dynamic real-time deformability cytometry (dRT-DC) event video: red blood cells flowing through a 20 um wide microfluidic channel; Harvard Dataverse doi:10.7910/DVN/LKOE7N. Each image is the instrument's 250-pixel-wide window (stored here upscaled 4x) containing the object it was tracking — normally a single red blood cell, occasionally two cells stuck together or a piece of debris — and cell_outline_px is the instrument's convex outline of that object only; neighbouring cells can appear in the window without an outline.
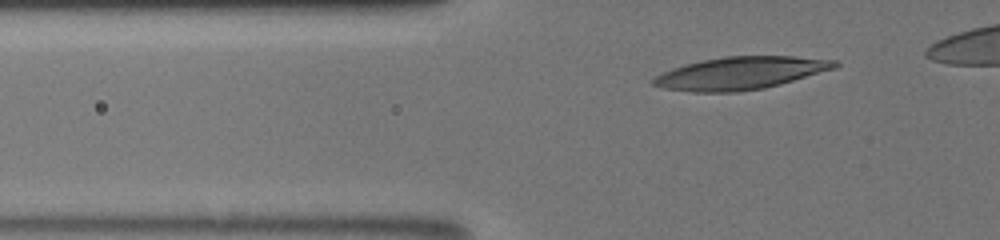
{"species": "human", "species_latin": "Homo sapiens", "temperature_condition": "room temperature", "stored_images_in_passage": 23, "camera_frame_rate_fps": 3000, "um_per_image_px": 0.085, "donor": {"sex": "male"}, "frame": {"image": 1, "passage_image": 4, "time_ms": 1.333, "image_size_px": [1000, 240], "cell_outline_px": [[840, 64], [836, 68], [780, 84], [764, 88], [736, 92], [692, 92], [664, 88], [652, 84], [648, 80], [672, 68], [684, 64], [700, 60], [724, 56], [792, 56], [836, 60]], "centroid_in_image_um": [62.92, 6.21], "position_along_channel_um": 62.9, "area_um2": 34.56}}
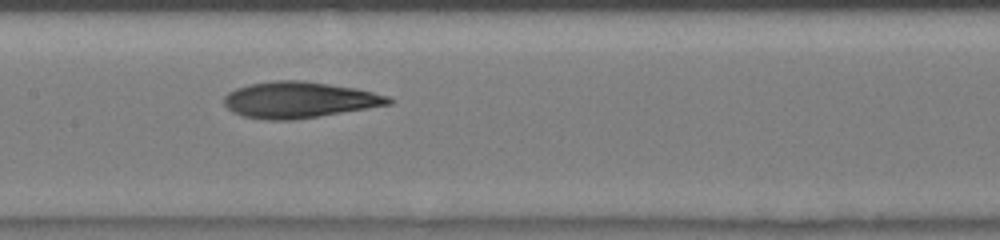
{"frame": {"image": 2, "passage_image": 10, "time_ms": 4.667, "image_size_px": [1000, 240], "cell_outline_px": [[396, 100], [392, 104], [368, 108], [292, 120], [268, 120], [244, 116], [232, 112], [224, 104], [224, 96], [228, 92], [236, 88], [252, 84], [272, 80], [304, 80], [356, 88], [388, 96]], "centroid_in_image_um": [25.44, 8.48], "position_along_channel_um": 182.0, "area_um2": 34.62}}
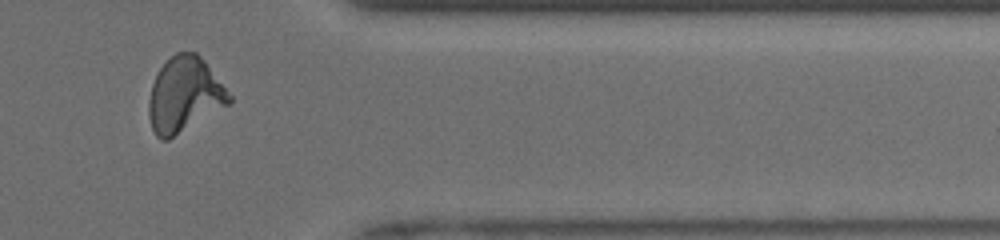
{"frame": {"image": 3, "passage_image": 20, "time_ms": 10.0, "image_size_px": [1000, 240], "cell_outline_px": [[232, 100], [228, 104], [168, 140], [160, 140], [156, 136], [152, 128], [148, 116], [148, 100], [152, 84], [160, 68], [176, 52], [196, 52], [204, 60], [232, 96]], "centroid_in_image_um": [15.65, 8.07], "position_along_channel_um": 395.7, "area_um2": 34.74}}